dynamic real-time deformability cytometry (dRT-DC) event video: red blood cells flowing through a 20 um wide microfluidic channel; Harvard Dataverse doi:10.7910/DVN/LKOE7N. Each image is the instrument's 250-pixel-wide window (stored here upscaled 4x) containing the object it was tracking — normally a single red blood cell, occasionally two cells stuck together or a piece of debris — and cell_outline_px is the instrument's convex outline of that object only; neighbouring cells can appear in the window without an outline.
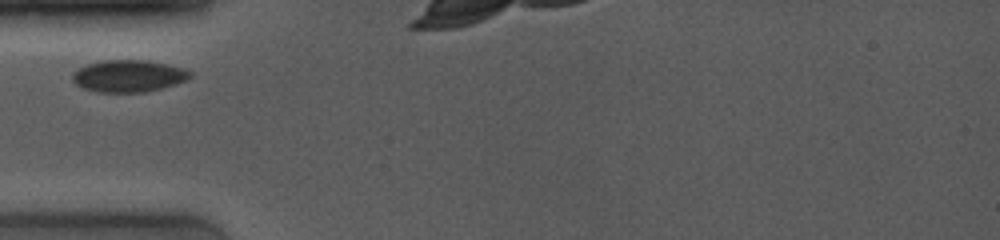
{"species": "common noctule bat (a hibernating species)", "species_latin": "Nyctalus noctula", "temperature_condition": "room temperature", "stored_images_in_passage": 5, "camera_frame_rate_fps": 4000, "um_per_image_px": 0.085, "animal": {"sex": "female", "body_mass_g": 19.0, "forearm_length_mm": 53.3}, "frame": {"image": 1, "passage_image": 1, "time_ms": 0.0, "image_size_px": [1000, 240], "cell_outline_px": [[192, 76], [176, 84], [144, 92], [100, 92], [84, 88], [76, 84], [72, 80], [72, 72], [88, 64], [104, 60], [148, 60], [180, 68], [192, 72]], "centroid_in_image_um": [10.89, 6.46], "position_along_channel_um": 74.1, "area_um2": 21.62}}